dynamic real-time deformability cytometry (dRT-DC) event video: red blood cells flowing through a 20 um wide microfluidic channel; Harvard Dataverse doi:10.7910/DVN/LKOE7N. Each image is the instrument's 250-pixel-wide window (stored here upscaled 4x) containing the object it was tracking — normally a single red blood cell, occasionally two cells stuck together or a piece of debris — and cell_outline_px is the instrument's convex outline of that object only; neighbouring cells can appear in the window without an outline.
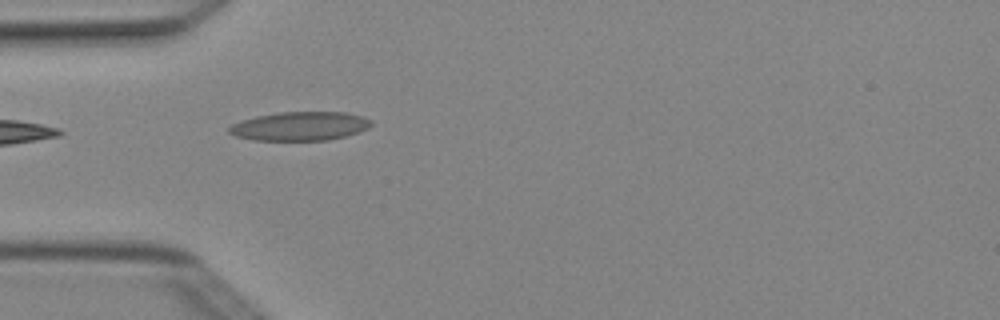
{"species": "Egyptian fruit bat (a non-hibernating species)", "species_latin": "Rousettus aegyptiacus", "temperature_condition": "cold", "stored_images_in_passage": 4, "camera_frame_rate_fps": 3000, "um_per_image_px": 0.085, "animal": {"sex": "female"}, "frame": {"image": 1, "passage_image": 4, "time_ms": 1.0, "image_size_px": [1000, 320], "cell_outline_px": [[372, 124], [368, 128], [360, 132], [328, 140], [252, 140], [236, 136], [228, 132], [228, 128], [232, 124], [240, 120], [256, 116], [280, 112], [344, 112], [364, 116], [372, 120]], "centroid_in_image_um": [25.5, 10.72], "position_along_channel_um": 59.5, "area_um2": 23.99}}